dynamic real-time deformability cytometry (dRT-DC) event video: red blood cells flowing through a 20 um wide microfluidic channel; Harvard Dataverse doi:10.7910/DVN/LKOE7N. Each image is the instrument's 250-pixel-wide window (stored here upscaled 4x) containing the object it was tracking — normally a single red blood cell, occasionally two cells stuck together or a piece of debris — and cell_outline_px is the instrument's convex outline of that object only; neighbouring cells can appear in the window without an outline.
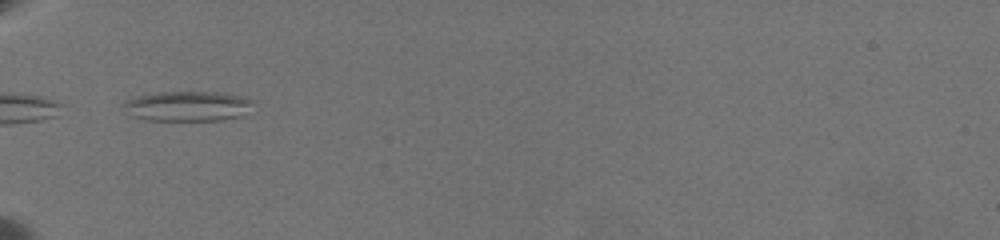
{"species": "common noctule bat (a hibernating species)", "species_latin": "Nyctalus noctula", "temperature_condition": "warm", "stored_images_in_passage": 35, "camera_frame_rate_fps": 3000, "um_per_image_px": 0.085, "animal": {"sex": "female", "body_mass_g": 19.5, "forearm_length_mm": 54.1}, "frame": {"image": 1, "passage_image": 1, "time_ms": 0.0, "image_size_px": [1000, 240], "cell_outline_px": [[252, 100], [240, 116], [224, 120], [144, 120], [132, 116], [120, 104], [124, 100], [136, 96], [160, 92], [220, 92], [240, 96]], "centroid_in_image_um": [15.83, 9.02], "position_along_channel_um": 69.2, "area_um2": 22.43}, "authors_computed_cell_mechanics": {"area_um2": 16.5308, "velocity_mm_per_s": 3.5185, "shape_relaxation_time_tau1_ms": null, "shape_relaxation_time_tau2_ms": 1.4579, "deformation_change_tau1": null, "deformation_change_tau2": 0.0842}}